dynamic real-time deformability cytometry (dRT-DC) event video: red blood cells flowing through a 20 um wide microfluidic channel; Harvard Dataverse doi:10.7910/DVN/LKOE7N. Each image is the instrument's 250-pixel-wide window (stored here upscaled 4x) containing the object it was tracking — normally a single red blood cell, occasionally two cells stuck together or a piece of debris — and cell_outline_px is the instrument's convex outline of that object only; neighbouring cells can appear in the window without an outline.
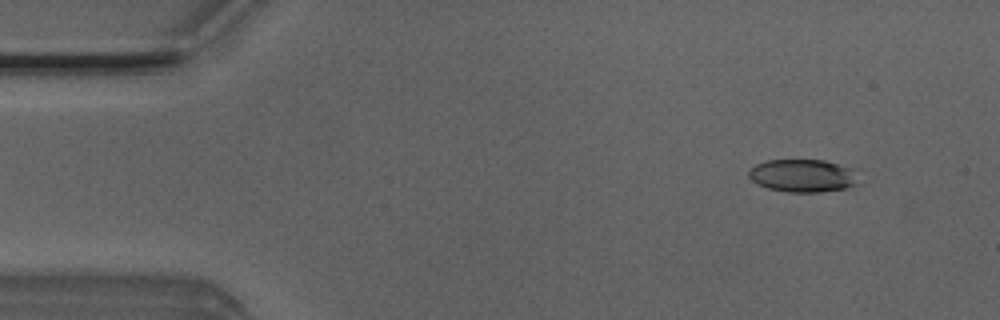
{"species": "Egyptian fruit bat (a non-hibernating species)", "species_latin": "Rousettus aegyptiacus", "temperature_condition": "room temperature", "stored_images_in_passage": 4, "camera_frame_rate_fps": 3000, "um_per_image_px": 0.085, "animal": {"sex": "male"}, "frame": {"image": 1, "passage_image": 1, "time_ms": 0.0, "image_size_px": [1000, 320], "cell_outline_px": [[856, 184], [844, 188], [820, 192], [788, 192], [768, 188], [756, 184], [748, 176], [748, 172], [756, 164], [768, 160], [824, 160], [848, 168]], "centroid_in_image_um": [68.1, 14.94], "position_along_channel_um": 16.9, "area_um2": 20.35}}